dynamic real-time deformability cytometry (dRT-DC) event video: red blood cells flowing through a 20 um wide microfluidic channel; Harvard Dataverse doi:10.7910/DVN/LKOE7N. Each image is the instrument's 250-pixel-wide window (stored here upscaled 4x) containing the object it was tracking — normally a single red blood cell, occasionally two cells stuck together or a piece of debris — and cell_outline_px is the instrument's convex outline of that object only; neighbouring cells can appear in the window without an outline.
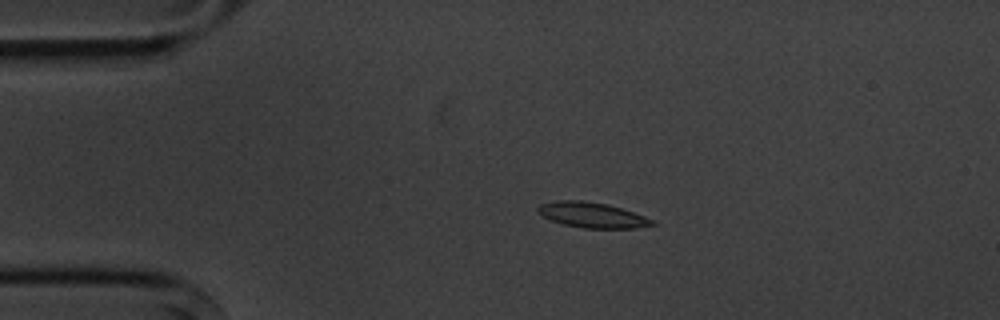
{"species": "common noctule bat (a hibernating species)", "species_latin": "Nyctalus noctula", "temperature_condition": "cold", "stored_images_in_passage": 4, "camera_frame_rate_fps": 3000, "um_per_image_px": 0.085, "animal": {"sex": "male", "body_mass_g": 20.1, "forearm_length_mm": 53.5}, "frame": {"image": 1, "passage_image": 3, "time_ms": 2.0, "image_size_px": [1000, 320], "cell_outline_px": [[660, 224], [636, 228], [584, 228], [564, 224], [552, 220], [536, 212], [536, 208], [540, 204], [556, 200], [580, 200], [608, 204], [656, 220]], "centroid_in_image_um": [50.36, 18.27], "position_along_channel_um": 34.6, "area_um2": 16.94}}